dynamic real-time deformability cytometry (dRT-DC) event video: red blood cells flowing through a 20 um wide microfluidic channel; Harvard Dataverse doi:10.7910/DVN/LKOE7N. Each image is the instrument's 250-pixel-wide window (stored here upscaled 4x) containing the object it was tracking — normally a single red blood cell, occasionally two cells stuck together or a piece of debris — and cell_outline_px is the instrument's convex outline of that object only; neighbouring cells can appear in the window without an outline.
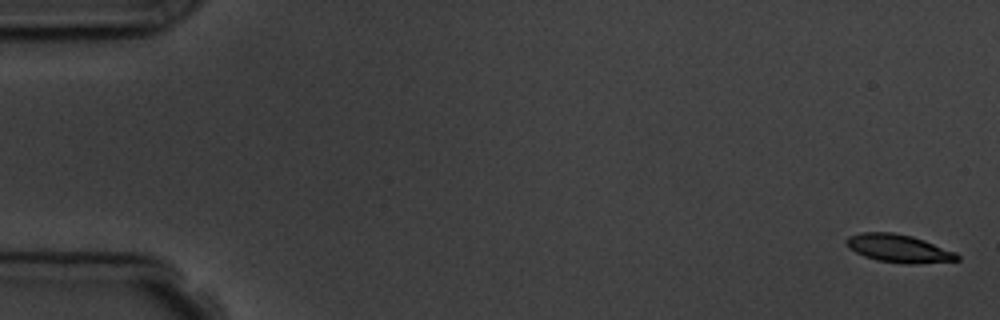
{"species": "common noctule bat (a hibernating species)", "species_latin": "Nyctalus noctula", "temperature_condition": "room temperature", "stored_images_in_passage": 6, "segment_of_instrument_passage": [2, 2], "camera_frame_rate_fps": 3000, "um_per_image_px": 0.085, "animal": {"sex": "male", "body_mass_g": 19.5, "forearm_length_mm": 54.6}, "frame": {"image": 1, "passage_image": 6, "time_ms": 6.0, "image_size_px": [1000, 320], "cell_outline_px": [[960, 260], [916, 264], [904, 264], [876, 260], [864, 256], [848, 248], [844, 240], [848, 236], [860, 232], [892, 232], [912, 236], [924, 240], [956, 252], [960, 256]], "centroid_in_image_um": [76.37, 21.12], "position_along_channel_um": 8.6, "area_um2": 18.26}}